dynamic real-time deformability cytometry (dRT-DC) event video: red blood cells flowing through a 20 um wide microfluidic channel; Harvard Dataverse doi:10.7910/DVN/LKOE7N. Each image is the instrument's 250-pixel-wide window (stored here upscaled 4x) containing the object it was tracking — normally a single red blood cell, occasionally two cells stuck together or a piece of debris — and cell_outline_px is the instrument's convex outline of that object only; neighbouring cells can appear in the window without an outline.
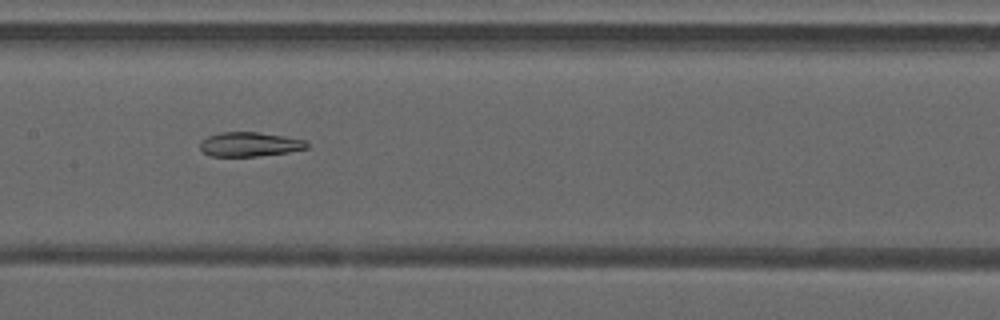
{"species": "common noctule bat (a hibernating species)", "species_latin": "Nyctalus noctula", "temperature_condition": "warm", "stored_images_in_passage": 49, "camera_frame_rate_fps": 3000, "um_per_image_px": 0.085, "animal": {"sex": "male", "forearm_length_mm": 52.5}, "frame": {"image": 1, "passage_image": 25, "time_ms": 8.0, "image_size_px": [1000, 320], "cell_outline_px": [[308, 148], [288, 152], [256, 156], [212, 156], [204, 152], [200, 148], [200, 144], [208, 136], [220, 132], [256, 132], [304, 140], [308, 144]], "centroid_in_image_um": [21.21, 12.27], "position_along_channel_um": 186.2, "area_um2": 14.8}}
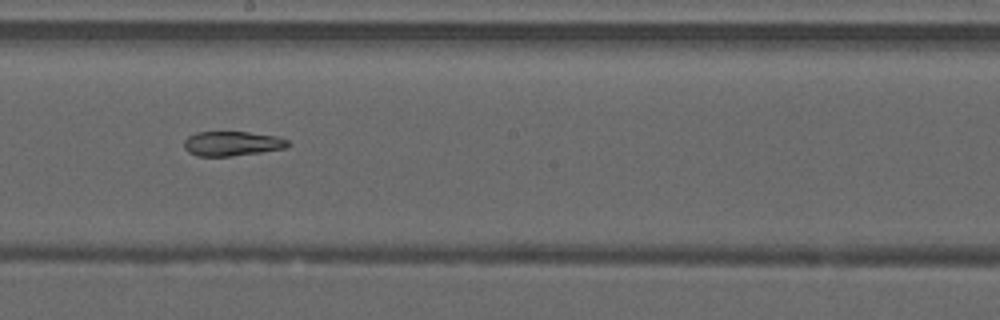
{"frame": {"image": 2, "passage_image": 28, "time_ms": 9.0, "image_size_px": [1000, 320], "cell_outline_px": [[288, 144], [284, 148], [260, 152], [232, 156], [196, 156], [188, 152], [184, 148], [184, 140], [188, 136], [196, 132], [248, 132], [276, 136], [288, 140]], "centroid_in_image_um": [19.67, 12.2], "position_along_channel_um": 228.5, "area_um2": 14.8}}
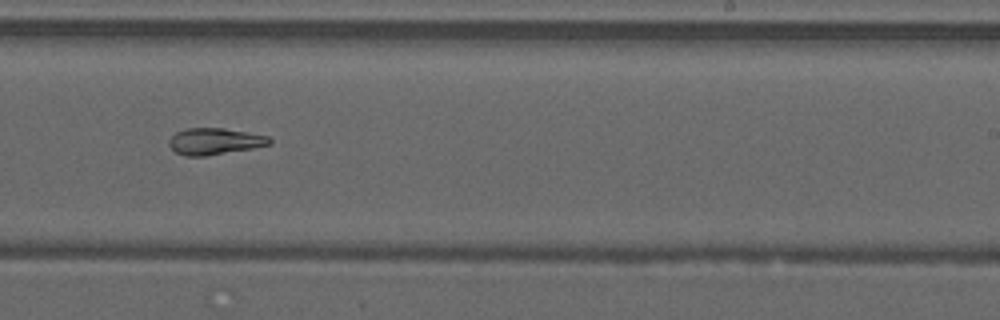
{"frame": {"image": 3, "passage_image": 31, "time_ms": 10.0, "image_size_px": [1000, 320], "cell_outline_px": [[272, 144], [252, 148], [204, 156], [184, 156], [176, 152], [168, 144], [168, 140], [176, 132], [188, 128], [224, 128], [268, 136], [272, 140]], "centroid_in_image_um": [18.24, 12.01], "position_along_channel_um": 270.8, "area_um2": 15.43}, "authors_computed_cell_mechanics": {"area_um2": 18.3804, "velocity_mm_per_s": 4.2541, "shape_relaxation_time_tau1_ms": null, "shape_relaxation_time_tau2_ms": 6.4405, "deformation_change_tau1": null, "deformation_change_tau2": 0.1324}}